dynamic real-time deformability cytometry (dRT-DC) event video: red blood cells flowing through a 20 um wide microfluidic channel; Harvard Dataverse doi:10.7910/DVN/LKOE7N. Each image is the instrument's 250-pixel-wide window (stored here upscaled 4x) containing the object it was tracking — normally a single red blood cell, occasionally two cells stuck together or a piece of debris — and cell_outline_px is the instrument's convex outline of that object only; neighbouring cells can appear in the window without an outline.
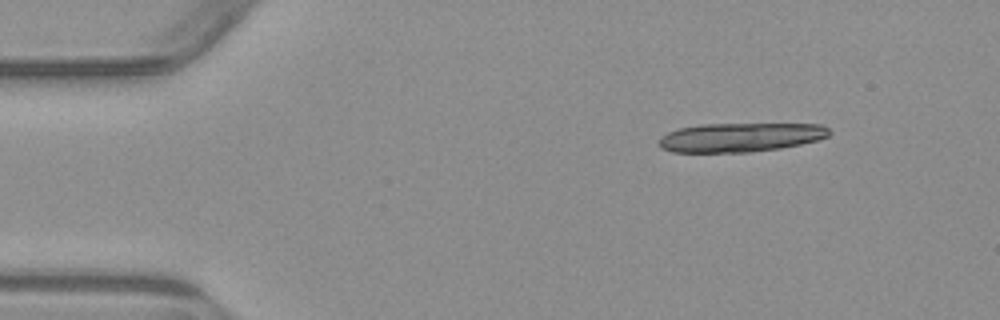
{"species": "common noctule bat (a hibernating species)", "species_latin": "Nyctalus noctula", "temperature_condition": "warm", "stored_images_in_passage": 6, "camera_frame_rate_fps": 3000, "um_per_image_px": 0.085, "animal": {"sex": "male", "body_mass_g": 23.1, "forearm_length_mm": 52.7}, "frame": {"image": 1, "passage_image": 1, "time_ms": 0.0, "image_size_px": [1000, 320], "cell_outline_px": [[832, 132], [828, 136], [816, 140], [800, 144], [780, 148], [748, 152], [672, 152], [660, 148], [656, 144], [656, 140], [660, 136], [668, 132], [680, 128], [700, 124], [820, 124], [828, 128]], "centroid_in_image_um": [62.86, 11.67], "position_along_channel_um": 22.1, "area_um2": 28.96}}
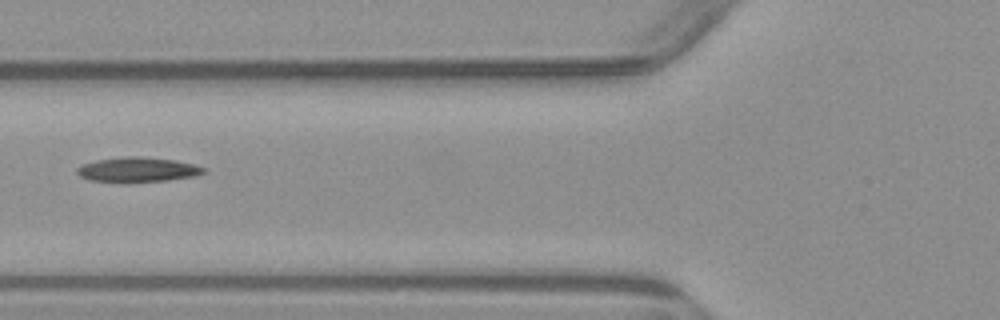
{"frame": {"image": 2, "passage_image": 5, "time_ms": 4.667, "image_size_px": [1000, 320], "cell_outline_px": [[208, 172], [196, 176], [168, 180], [88, 180], [80, 176], [76, 172], [76, 168], [84, 164], [96, 160], [124, 156], [140, 156], [176, 160], [196, 164], [204, 168]], "centroid_in_image_um": [11.77, 14.38], "position_along_channel_um": 114.0, "area_um2": 17.8}}
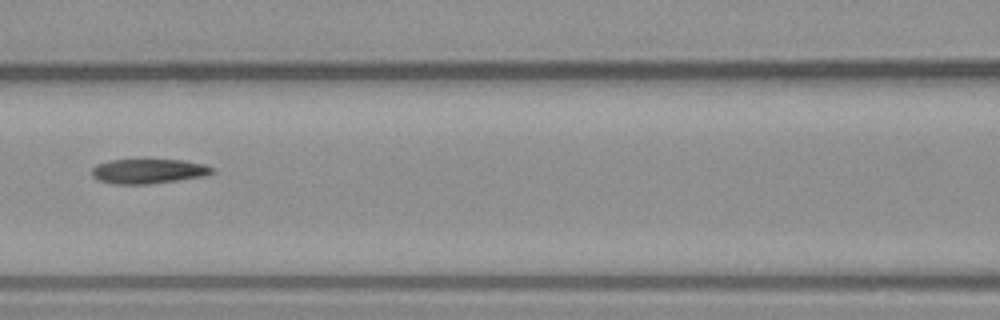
{"frame": {"image": 3, "passage_image": 6, "time_ms": 5.667, "image_size_px": [1000, 320], "cell_outline_px": [[216, 172], [204, 176], [148, 184], [112, 184], [100, 180], [92, 176], [92, 168], [96, 164], [112, 160], [184, 160], [204, 164], [212, 168]], "centroid_in_image_um": [12.61, 14.55], "position_along_channel_um": 154.0, "area_um2": 17.17}}